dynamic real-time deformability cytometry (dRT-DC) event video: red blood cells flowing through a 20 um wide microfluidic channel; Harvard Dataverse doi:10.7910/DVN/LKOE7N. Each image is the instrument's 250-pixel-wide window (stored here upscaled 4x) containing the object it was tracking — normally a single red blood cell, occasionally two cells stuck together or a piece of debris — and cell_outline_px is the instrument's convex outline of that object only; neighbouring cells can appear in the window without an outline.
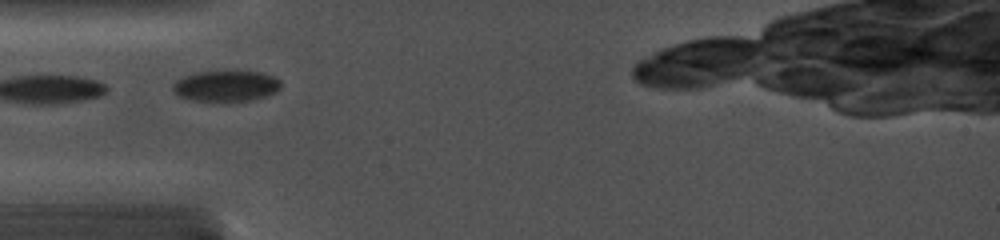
{"species": "common noctule bat (a hibernating species)", "species_latin": "Nyctalus noctula", "temperature_condition": "cold", "stored_images_in_passage": 17, "camera_frame_rate_fps": 5000, "um_per_image_px": 0.085, "animal": {"sex": "female", "body_mass_g": 19.0, "forearm_length_mm": 56.7}, "frame": {"image": 1, "passage_image": 1, "time_ms": 0.0, "image_size_px": [1000, 240], "cell_outline_px": [[280, 88], [276, 92], [264, 96], [248, 100], [192, 100], [176, 96], [172, 88], [172, 84], [176, 80], [184, 76], [196, 72], [232, 68], [236, 68], [264, 72], [276, 76], [280, 80]], "centroid_in_image_um": [19.22, 7.23], "position_along_channel_um": 65.8, "area_um2": 20.23}}
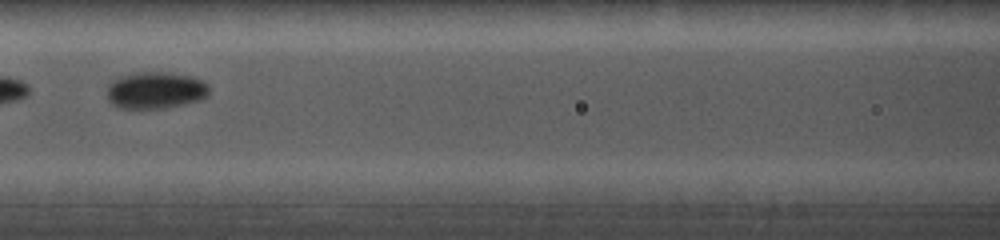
{"frame": {"image": 2, "passage_image": 3, "time_ms": 2.2, "image_size_px": [1000, 240], "cell_outline_px": [[208, 96], [200, 100], [184, 104], [164, 108], [120, 108], [112, 104], [108, 100], [108, 84], [112, 80], [120, 76], [136, 72], [164, 72], [192, 76], [204, 80], [208, 84]], "centroid_in_image_um": [13.23, 7.66], "position_along_channel_um": 153.4, "area_um2": 22.08}}